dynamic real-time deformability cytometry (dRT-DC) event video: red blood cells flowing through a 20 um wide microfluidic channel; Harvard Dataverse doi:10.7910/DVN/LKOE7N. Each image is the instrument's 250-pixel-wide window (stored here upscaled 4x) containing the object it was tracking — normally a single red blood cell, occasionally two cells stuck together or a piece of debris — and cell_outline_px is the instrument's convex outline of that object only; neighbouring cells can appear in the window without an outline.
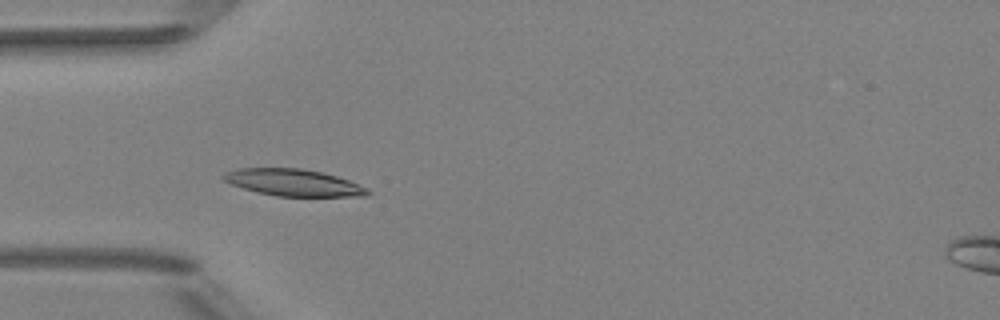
{"species": "Egyptian fruit bat (a non-hibernating species)", "species_latin": "Rousettus aegyptiacus", "temperature_condition": "room temperature", "stored_images_in_passage": 44, "camera_frame_rate_fps": 3000, "um_per_image_px": 0.085, "animal": {"sex": "female"}, "frame": {"image": 1, "passage_image": 8, "time_ms": 2.333, "image_size_px": [1000, 320], "cell_outline_px": [[372, 192], [364, 196], [276, 196], [256, 192], [232, 184], [224, 180], [220, 176], [236, 168], [300, 168], [320, 172], [336, 176], [348, 180], [368, 188]], "centroid_in_image_um": [24.94, 15.52], "position_along_channel_um": 60.1, "area_um2": 22.37}}
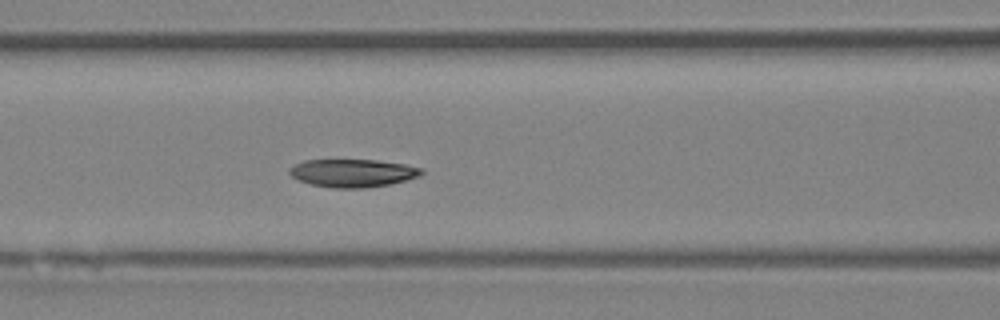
{"frame": {"image": 2, "passage_image": 14, "time_ms": 4.333, "image_size_px": [1000, 320], "cell_outline_px": [[424, 172], [420, 176], [392, 184], [364, 188], [332, 188], [312, 184], [296, 180], [288, 172], [288, 168], [304, 160], [376, 160], [404, 164], [420, 168]], "centroid_in_image_um": [29.96, 14.71], "position_along_channel_um": 136.6, "area_um2": 21.56}}
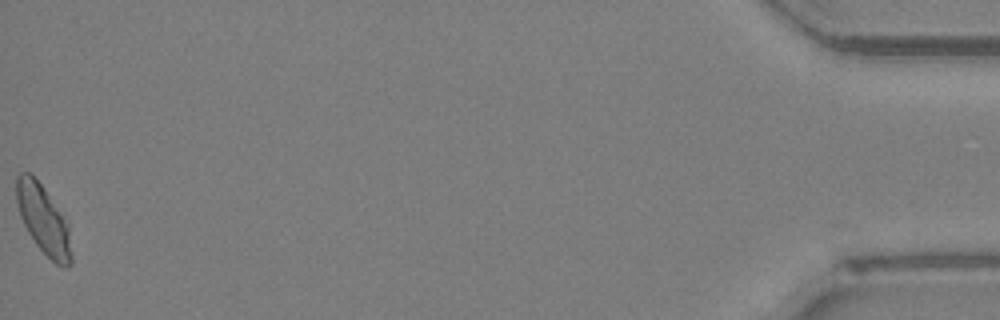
{"frame": {"image": 3, "passage_image": 44, "time_ms": 14.333, "image_size_px": [1000, 320], "cell_outline_px": [[72, 264], [68, 268], [64, 268], [56, 264], [36, 244], [28, 232], [20, 216], [16, 200], [16, 176], [20, 172], [28, 172], [44, 188], [68, 224], [72, 256]], "centroid_in_image_um": [3.69, 18.7], "position_along_channel_um": 431.5, "area_um2": 21.79}, "authors_computed_cell_mechanics": {"area_um2": 21.6172, "velocity_mm_per_s": 3.9589, "shape_relaxation_time_tau1_ms": 6.8616, "shape_relaxation_time_tau2_ms": 2.5779, "deformation_change_tau1": 0.176, "deformation_change_tau2": 0.0543}}